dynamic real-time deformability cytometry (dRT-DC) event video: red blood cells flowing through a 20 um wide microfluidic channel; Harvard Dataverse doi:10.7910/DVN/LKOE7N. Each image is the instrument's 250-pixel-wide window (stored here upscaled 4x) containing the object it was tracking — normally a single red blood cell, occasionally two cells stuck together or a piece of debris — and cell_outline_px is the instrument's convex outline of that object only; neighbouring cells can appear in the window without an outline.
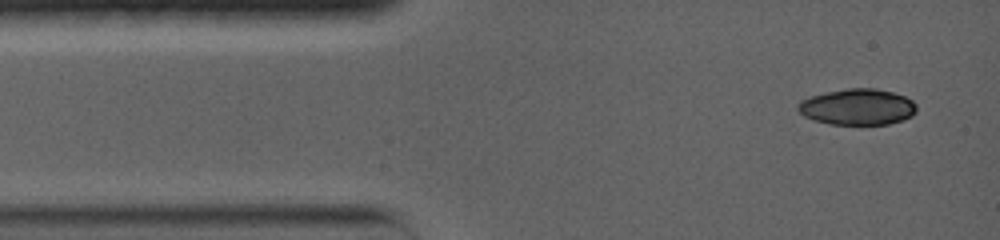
{"species": "common noctule bat (a hibernating species)", "species_latin": "Nyctalus noctula", "temperature_condition": "warm", "stored_images_in_passage": 4, "camera_frame_rate_fps": 5000, "um_per_image_px": 0.085, "animal": {"sex": "female", "body_mass_g": 19.0, "forearm_length_mm": 56.7}, "frame": {"image": 1, "passage_image": 1, "time_ms": 0.0, "image_size_px": [1000, 240], "cell_outline_px": [[916, 112], [912, 116], [904, 120], [888, 124], [828, 124], [804, 116], [796, 108], [796, 104], [800, 100], [812, 96], [828, 92], [848, 88], [876, 88], [892, 92], [904, 96], [912, 100], [916, 104]], "centroid_in_image_um": [72.9, 9.09], "position_along_channel_um": 12.1, "area_um2": 24.97}}
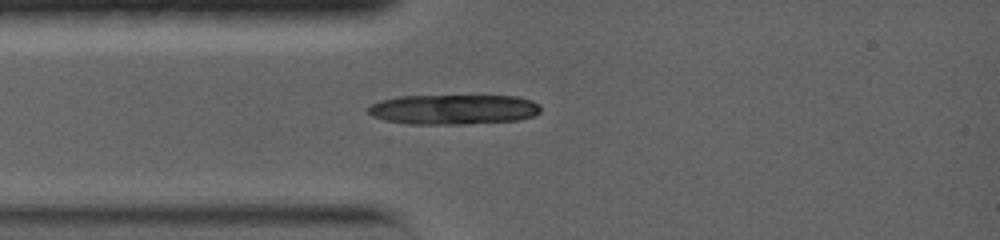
{"frame": {"image": 2, "passage_image": 4, "time_ms": 2.4, "image_size_px": [1000, 240], "cell_outline_px": [[540, 112], [532, 116], [520, 120], [464, 124], [408, 124], [384, 120], [372, 116], [368, 112], [368, 108], [372, 104], [380, 100], [396, 96], [516, 96], [532, 100], [540, 108]], "centroid_in_image_um": [38.52, 9.3], "position_along_channel_um": 46.5, "area_um2": 30.17}}